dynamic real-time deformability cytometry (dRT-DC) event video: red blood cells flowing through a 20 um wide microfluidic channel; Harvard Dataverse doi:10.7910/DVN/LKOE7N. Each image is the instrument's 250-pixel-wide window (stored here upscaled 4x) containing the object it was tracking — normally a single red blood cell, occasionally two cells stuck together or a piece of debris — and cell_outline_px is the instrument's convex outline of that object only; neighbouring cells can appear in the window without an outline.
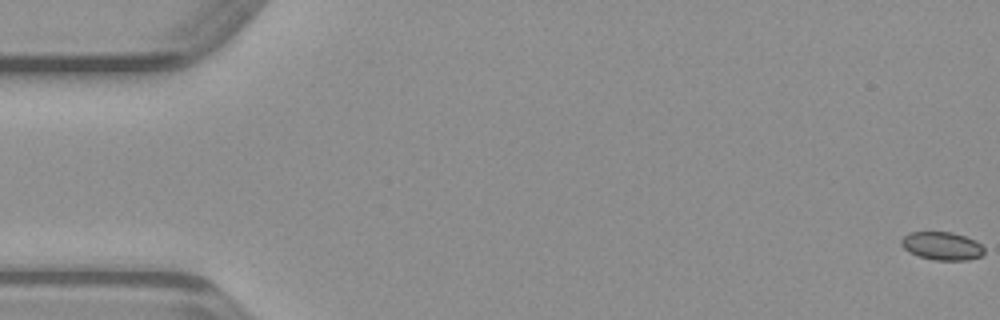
{"species": "common noctule bat (a hibernating species)", "species_latin": "Nyctalus noctula", "temperature_condition": "warm", "stored_images_in_passage": 50, "camera_frame_rate_fps": 3000, "um_per_image_px": 0.085, "animal": {"sex": "male", "body_mass_g": 23.1, "forearm_length_mm": 52.7}, "frame": {"image": 1, "passage_image": 1, "time_ms": 0.0, "image_size_px": [1000, 320], "cell_outline_px": [[984, 252], [980, 256], [968, 260], [936, 260], [920, 256], [908, 252], [900, 244], [900, 240], [908, 232], [952, 232], [976, 240], [984, 248]], "centroid_in_image_um": [80.05, 20.9], "position_along_channel_um": 4.9, "area_um2": 13.58}}
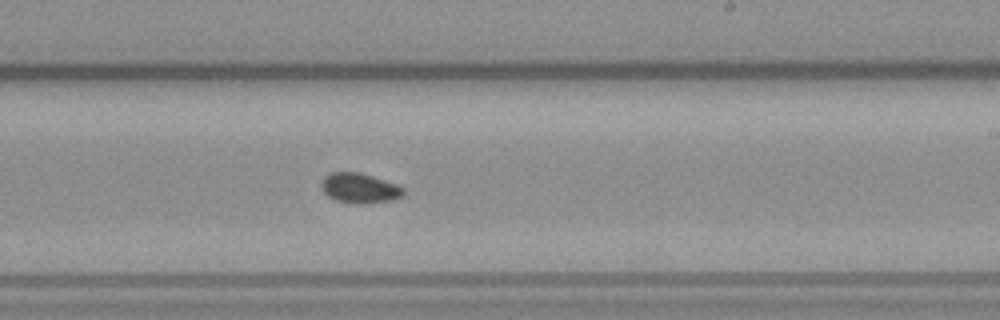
{"frame": {"image": 2, "passage_image": 30, "time_ms": 9.667, "image_size_px": [1000, 320], "cell_outline_px": [[404, 196], [392, 200], [364, 204], [360, 204], [336, 200], [328, 196], [320, 188], [320, 184], [324, 176], [332, 172], [356, 172], [372, 176], [396, 184], [404, 188]], "centroid_in_image_um": [30.56, 15.99], "position_along_channel_um": 258.4, "area_um2": 14.33}}
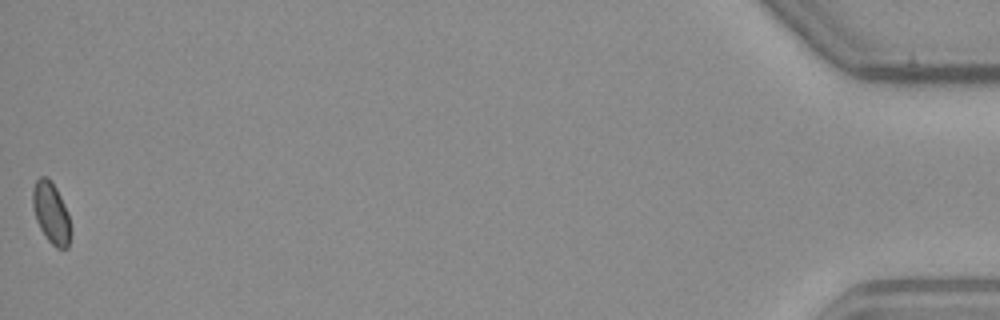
{"frame": {"image": 3, "passage_image": 50, "time_ms": 16.333, "image_size_px": [1000, 320], "cell_outline_px": [[72, 232], [68, 248], [56, 248], [48, 240], [40, 228], [36, 220], [32, 208], [32, 188], [36, 180], [40, 176], [44, 176], [56, 188], [68, 212]], "centroid_in_image_um": [4.35, 18.13], "position_along_channel_um": 430.9, "area_um2": 13.64}}